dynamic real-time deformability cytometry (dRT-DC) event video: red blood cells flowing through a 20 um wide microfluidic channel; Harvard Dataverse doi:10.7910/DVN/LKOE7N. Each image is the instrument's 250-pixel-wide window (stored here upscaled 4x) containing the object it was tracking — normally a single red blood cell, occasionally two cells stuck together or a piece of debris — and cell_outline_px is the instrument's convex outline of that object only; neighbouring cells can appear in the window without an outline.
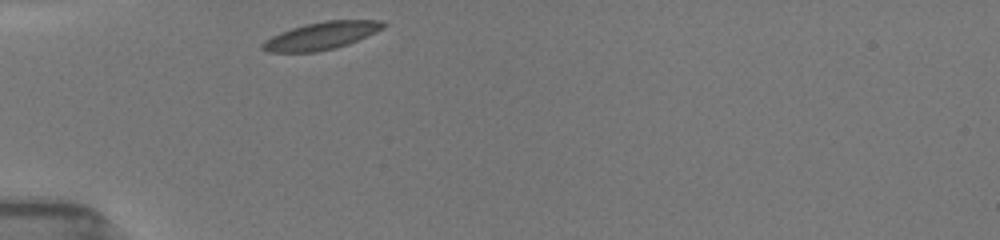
{"species": "common noctule bat (a hibernating species)", "species_latin": "Nyctalus noctula", "temperature_condition": "room temperature", "stored_images_in_passage": 29, "camera_frame_rate_fps": 3000, "um_per_image_px": 0.085, "animal": {"sex": "female", "body_mass_g": 19.5, "forearm_length_mm": 54.1}, "frame": {"image": 1, "passage_image": 1, "time_ms": 0.0, "image_size_px": [1000, 240], "cell_outline_px": [[388, 24], [384, 28], [376, 32], [348, 44], [336, 48], [316, 52], [268, 52], [260, 48], [260, 44], [264, 40], [280, 32], [304, 24], [324, 20], [380, 20]], "centroid_in_image_um": [27.3, 3.04], "position_along_channel_um": 57.7, "area_um2": 19.54}}
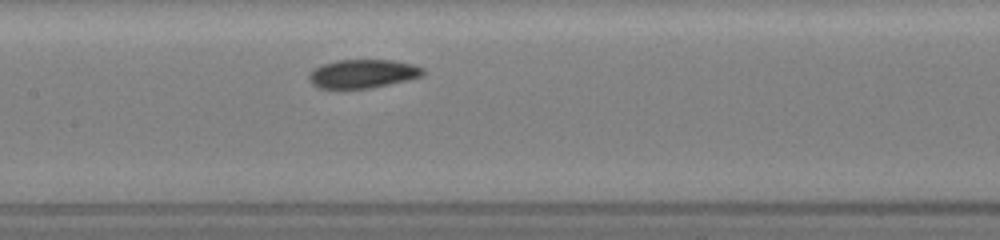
{"frame": {"image": 2, "passage_image": 11, "time_ms": 3.333, "image_size_px": [1000, 240], "cell_outline_px": [[424, 76], [408, 80], [372, 88], [344, 92], [316, 88], [308, 80], [308, 76], [320, 64], [336, 60], [392, 60], [412, 64], [424, 68]], "centroid_in_image_um": [30.78, 6.32], "position_along_channel_um": 176.6, "area_um2": 19.94}}
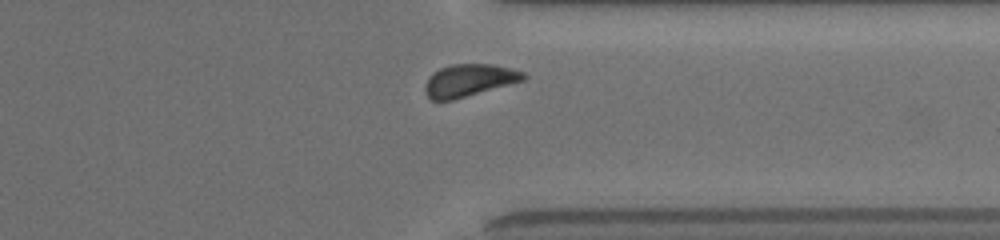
{"frame": {"image": 3, "passage_image": 26, "time_ms": 8.333, "image_size_px": [1000, 240], "cell_outline_px": [[528, 76], [524, 80], [452, 100], [432, 100], [428, 96], [424, 88], [424, 84], [428, 76], [432, 72], [440, 68], [452, 64], [492, 64], [524, 72]], "centroid_in_image_um": [39.84, 6.82], "position_along_channel_um": 371.6, "area_um2": 18.44}, "authors_computed_cell_mechanics": {"area_um2": 19.3052, "velocity_mm_per_s": 3.9004, "shape_relaxation_time_tau1_ms": 3.5954, "shape_relaxation_time_tau2_ms": 2.9668, "deformation_change_tau1": 0.0811, "deformation_change_tau2": 0.0629}}